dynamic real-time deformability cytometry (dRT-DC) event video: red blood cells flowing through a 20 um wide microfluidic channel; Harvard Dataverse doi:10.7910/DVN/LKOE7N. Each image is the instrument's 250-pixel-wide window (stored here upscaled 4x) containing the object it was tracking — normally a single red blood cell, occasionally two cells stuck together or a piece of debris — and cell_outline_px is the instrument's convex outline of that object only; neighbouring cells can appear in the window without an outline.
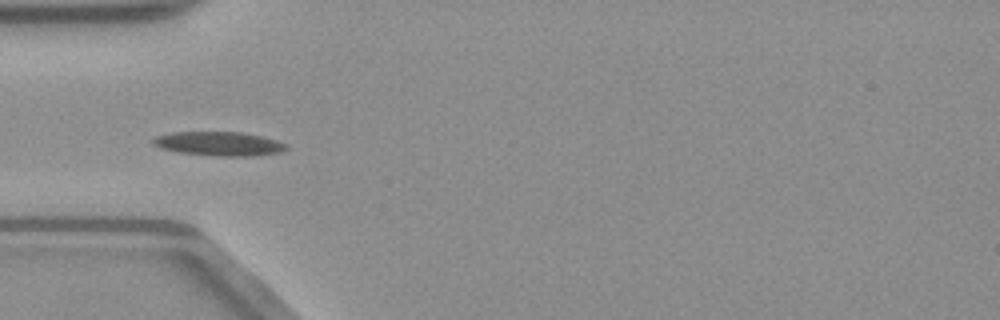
{"species": "common noctule bat (a hibernating species)", "species_latin": "Nyctalus noctula", "temperature_condition": "warm", "stored_images_in_passage": 36, "camera_frame_rate_fps": 3000, "um_per_image_px": 0.085, "animal": {"sex": "male", "body_mass_g": 23.1, "forearm_length_mm": 52.7}, "frame": {"image": 1, "passage_image": 1, "time_ms": 0.0, "image_size_px": [1000, 320], "cell_outline_px": [[288, 148], [280, 152], [256, 156], [220, 156], [176, 152], [160, 148], [152, 144], [152, 140], [156, 136], [172, 132], [240, 132], [260, 136], [276, 140], [288, 144]], "centroid_in_image_um": [18.61, 12.22], "position_along_channel_um": 66.4, "area_um2": 18.73}}
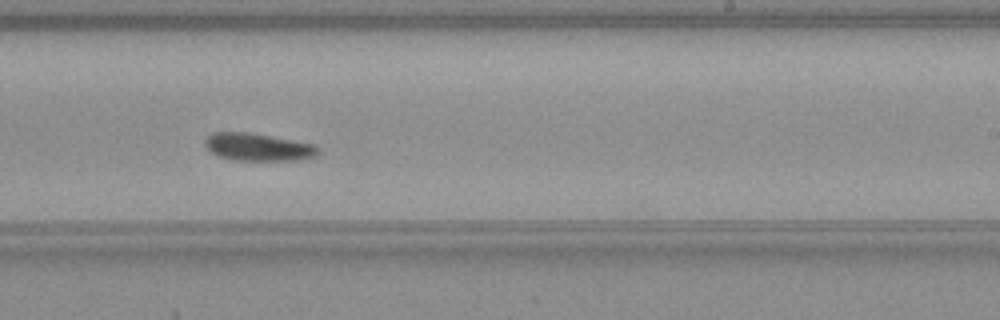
{"frame": {"image": 2, "passage_image": 16, "time_ms": 5.0, "image_size_px": [1000, 320], "cell_outline_px": [[320, 152], [316, 156], [308, 160], [232, 160], [220, 156], [212, 152], [204, 144], [204, 140], [212, 132], [248, 132], [316, 144], [320, 148]], "centroid_in_image_um": [22.0, 12.5], "position_along_channel_um": 267.0, "area_um2": 18.38}}